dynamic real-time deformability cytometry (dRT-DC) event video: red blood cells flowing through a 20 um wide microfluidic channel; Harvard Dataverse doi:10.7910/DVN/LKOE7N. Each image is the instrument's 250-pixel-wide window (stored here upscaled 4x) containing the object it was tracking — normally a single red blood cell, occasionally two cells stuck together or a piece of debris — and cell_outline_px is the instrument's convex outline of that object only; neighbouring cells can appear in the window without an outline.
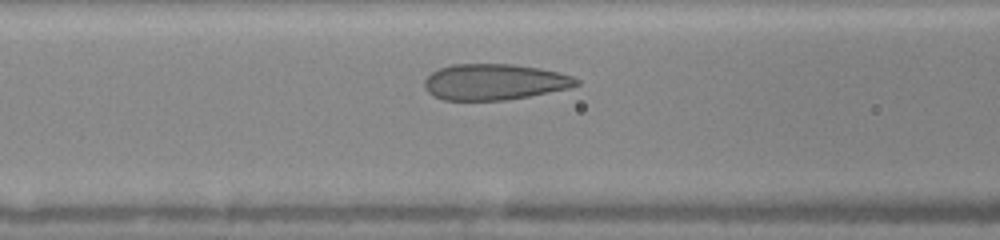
{"species": "human", "species_latin": "Homo sapiens", "temperature_condition": "warm", "stored_images_in_passage": 30, "camera_frame_rate_fps": 3000, "um_per_image_px": 0.085, "donor": {"sex": "female"}, "frame": {"image": 1, "passage_image": 9, "time_ms": 2.667, "image_size_px": [1000, 240], "cell_outline_px": [[580, 84], [568, 88], [528, 96], [504, 100], [444, 100], [432, 96], [424, 88], [424, 80], [432, 72], [440, 68], [452, 64], [512, 64], [540, 68], [560, 72], [572, 76], [580, 80]], "centroid_in_image_um": [42.01, 6.96], "position_along_channel_um": 124.6, "area_um2": 31.91}}
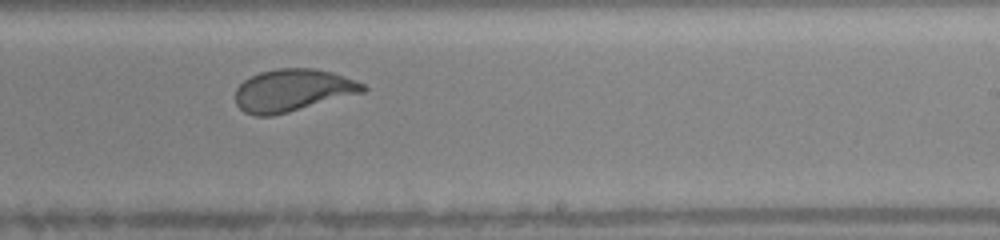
{"frame": {"image": 2, "passage_image": 19, "time_ms": 6.0, "image_size_px": [1000, 240], "cell_outline_px": [[368, 88], [364, 92], [288, 112], [272, 116], [256, 116], [244, 112], [236, 104], [236, 88], [244, 80], [260, 72], [276, 68], [312, 68], [332, 72], [364, 84]], "centroid_in_image_um": [24.86, 7.68], "position_along_channel_um": 264.1, "area_um2": 31.27}}
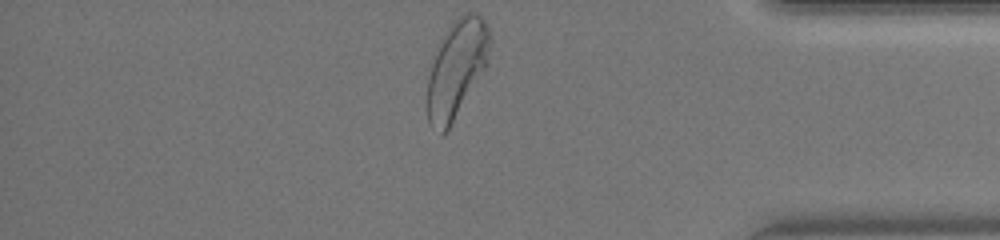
{"frame": {"image": 3, "passage_image": 30, "time_ms": 9.667, "image_size_px": [1000, 240], "cell_outline_px": [[492, 36], [488, 64], [448, 128], [440, 136], [428, 124], [428, 76], [436, 44], [452, 20], [468, 12], [476, 12], [488, 24]], "centroid_in_image_um": [38.82, 5.77], "position_along_channel_um": 396.4, "area_um2": 35.95}, "authors_computed_cell_mechanics": {"area_um2": 31.79, "velocity_mm_per_s": 4.1972, "shape_relaxation_time_tau1_ms": 3.4203, "shape_relaxation_time_tau2_ms": null, "deformation_change_tau1": 0.141, "deformation_change_tau2": null}}